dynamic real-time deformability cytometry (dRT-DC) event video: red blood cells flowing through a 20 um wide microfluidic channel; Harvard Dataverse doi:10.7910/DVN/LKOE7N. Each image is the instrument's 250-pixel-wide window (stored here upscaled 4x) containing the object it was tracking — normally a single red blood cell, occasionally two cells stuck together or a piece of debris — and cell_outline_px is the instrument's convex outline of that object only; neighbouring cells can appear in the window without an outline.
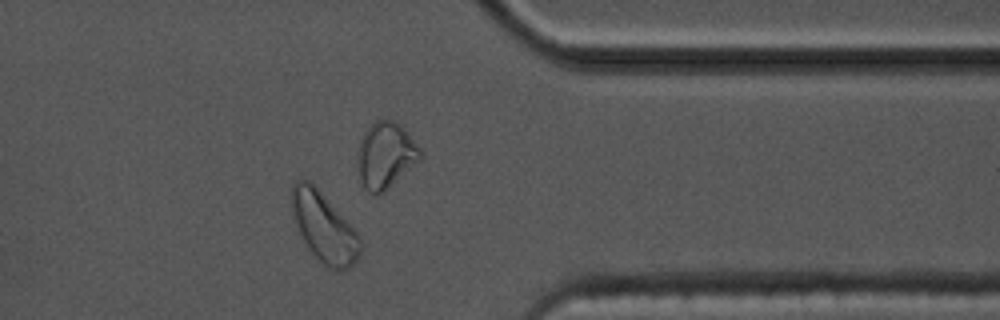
{"species": "common noctule bat (a hibernating species)", "species_latin": "Nyctalus noctula", "temperature_condition": "cold", "stored_images_in_passage": 40, "camera_frame_rate_fps": 3000, "um_per_image_px": 0.085, "animal": {"sex": "male", "body_mass_g": 17.5, "forearm_length_mm": 52.3}, "frame": {"image": 1, "passage_image": 29, "time_ms": 9.333, "image_size_px": [1000, 320], "cell_outline_px": [[364, 244], [360, 256], [344, 272], [340, 272], [328, 268], [304, 244], [292, 216], [292, 184], [296, 180], [308, 180], [320, 192], [360, 236]], "centroid_in_image_um": [27.56, 19.39], "position_along_channel_um": 383.8, "area_um2": 27.57}}